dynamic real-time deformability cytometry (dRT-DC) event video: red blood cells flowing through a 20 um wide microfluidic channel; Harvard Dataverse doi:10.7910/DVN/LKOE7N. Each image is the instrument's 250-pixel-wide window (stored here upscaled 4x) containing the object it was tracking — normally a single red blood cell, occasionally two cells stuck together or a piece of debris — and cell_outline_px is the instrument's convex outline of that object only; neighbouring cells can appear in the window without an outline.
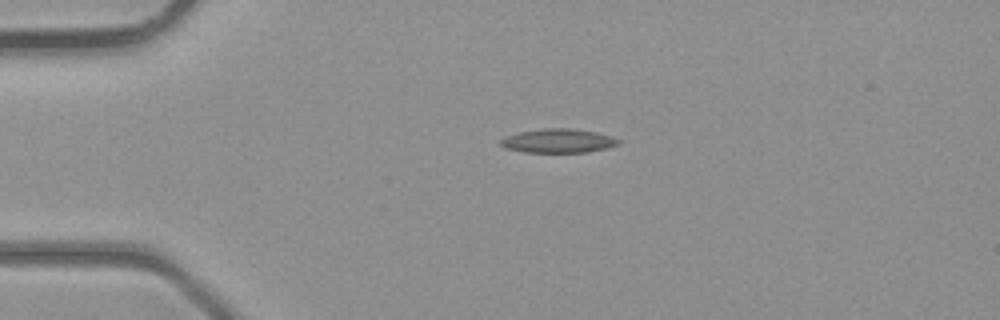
{"species": "common noctule bat (a hibernating species)", "species_latin": "Nyctalus noctula", "temperature_condition": "room temperature", "stored_images_in_passage": 2, "camera_frame_rate_fps": 3000, "um_per_image_px": 0.085, "animal": {"sex": "male", "body_mass_g": 23.1, "forearm_length_mm": 52.7}, "frame": {"image": 1, "passage_image": 2, "time_ms": 1.333, "image_size_px": [1000, 320], "cell_outline_px": [[620, 144], [588, 152], [524, 152], [504, 148], [500, 144], [500, 140], [504, 136], [520, 132], [540, 128], [572, 128], [596, 132], [612, 136], [620, 140]], "centroid_in_image_um": [47.42, 11.96], "position_along_channel_um": 37.6, "area_um2": 16.53}}